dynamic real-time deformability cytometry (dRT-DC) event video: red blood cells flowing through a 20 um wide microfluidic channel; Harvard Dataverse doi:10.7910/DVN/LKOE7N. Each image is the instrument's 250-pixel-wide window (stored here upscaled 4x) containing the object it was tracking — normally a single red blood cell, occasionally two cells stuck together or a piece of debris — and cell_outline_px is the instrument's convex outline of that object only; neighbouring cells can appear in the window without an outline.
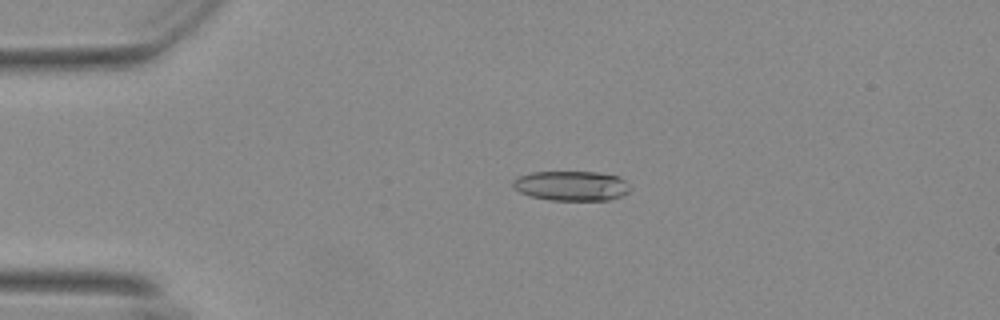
{"species": "Egyptian fruit bat (a non-hibernating species)", "species_latin": "Rousettus aegyptiacus", "temperature_condition": "warm", "stored_images_in_passage": 44, "camera_frame_rate_fps": 3000, "um_per_image_px": 0.085, "animal": {"sex": "female"}, "frame": {"image": 1, "passage_image": 1, "time_ms": 0.0, "image_size_px": [1000, 320], "cell_outline_px": [[632, 188], [624, 196], [608, 200], [552, 200], [532, 196], [520, 192], [512, 184], [512, 180], [520, 176], [532, 172], [596, 172], [620, 176]], "centroid_in_image_um": [48.63, 15.79], "position_along_channel_um": 36.4, "area_um2": 20.35}}
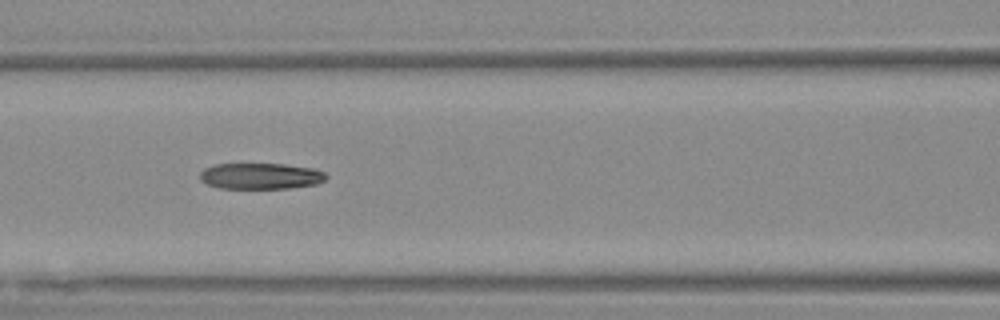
{"frame": {"image": 2, "passage_image": 13, "time_ms": 4.0, "image_size_px": [1000, 320], "cell_outline_px": [[328, 176], [324, 180], [316, 184], [288, 188], [220, 188], [208, 184], [200, 180], [200, 172], [204, 168], [212, 164], [284, 164], [316, 168], [324, 172]], "centroid_in_image_um": [22.16, 14.95], "position_along_channel_um": 144.4, "area_um2": 19.25}}
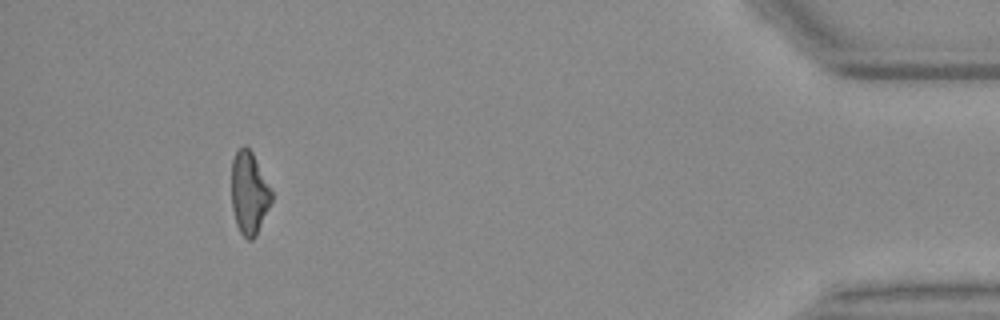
{"frame": {"image": 3, "passage_image": 40, "time_ms": 13.0, "image_size_px": [1000, 320], "cell_outline_px": [[272, 200], [256, 236], [252, 240], [248, 240], [240, 232], [236, 224], [232, 208], [232, 160], [236, 152], [244, 144], [252, 152], [272, 188]], "centroid_in_image_um": [21.19, 16.4], "position_along_channel_um": 414.0, "area_um2": 19.31}, "authors_computed_cell_mechanics": {"area_um2": 20.0855, "velocity_mm_per_s": 3.7086, "shape_relaxation_time_tau1_ms": null, "shape_relaxation_time_tau2_ms": 5.6787, "deformation_change_tau1": null, "deformation_change_tau2": 0.1683}}